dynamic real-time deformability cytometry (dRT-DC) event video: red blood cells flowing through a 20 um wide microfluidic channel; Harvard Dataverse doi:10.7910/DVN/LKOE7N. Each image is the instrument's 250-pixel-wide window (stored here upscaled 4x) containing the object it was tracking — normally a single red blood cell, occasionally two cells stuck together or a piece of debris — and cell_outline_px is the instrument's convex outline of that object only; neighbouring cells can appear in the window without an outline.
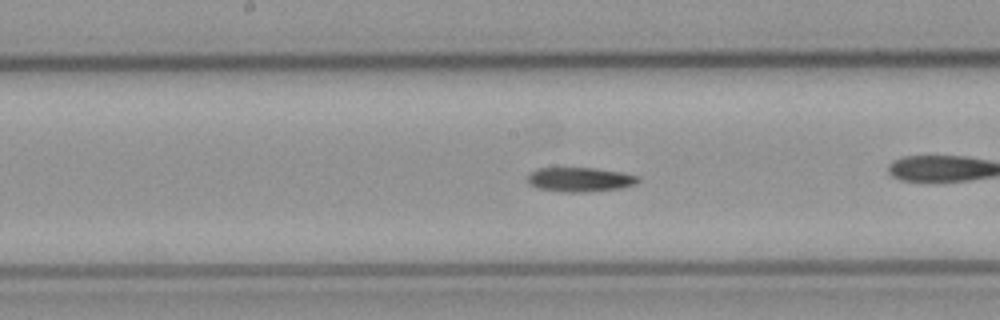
{"species": "common noctule bat (a hibernating species)", "species_latin": "Nyctalus noctula", "temperature_condition": "cold", "stored_images_in_passage": 40, "camera_frame_rate_fps": 3000, "um_per_image_px": 0.085, "animal": {"sex": "male", "body_mass_g": 23.1, "forearm_length_mm": 52.7}, "frame": {"image": 1, "passage_image": 12, "time_ms": 3.667, "image_size_px": [1000, 320], "cell_outline_px": [[640, 180], [636, 184], [620, 188], [580, 192], [564, 192], [540, 188], [528, 184], [528, 176], [536, 168], [596, 168], [624, 172], [640, 176]], "centroid_in_image_um": [49.34, 15.25], "position_along_channel_um": 198.9, "area_um2": 15.66}}
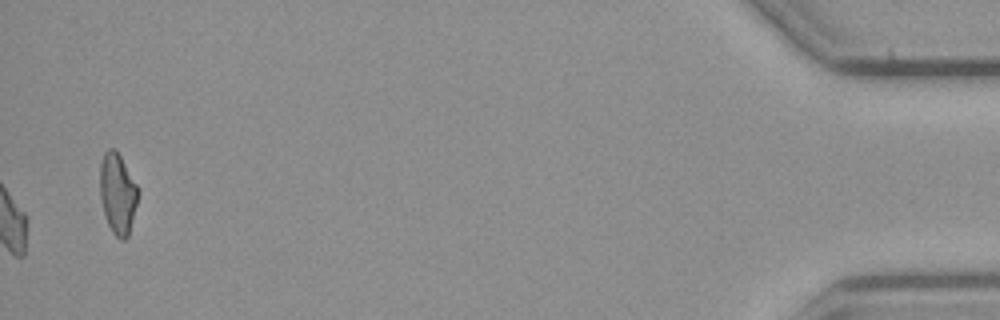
{"frame": {"image": 2, "passage_image": 40, "time_ms": 13.0, "image_size_px": [1000, 320], "cell_outline_px": [[140, 192], [128, 236], [124, 240], [120, 240], [112, 232], [108, 224], [104, 212], [100, 196], [100, 164], [104, 152], [108, 148], [116, 148], [136, 184]], "centroid_in_image_um": [10.0, 16.43], "position_along_channel_um": 425.2, "area_um2": 17.92}}